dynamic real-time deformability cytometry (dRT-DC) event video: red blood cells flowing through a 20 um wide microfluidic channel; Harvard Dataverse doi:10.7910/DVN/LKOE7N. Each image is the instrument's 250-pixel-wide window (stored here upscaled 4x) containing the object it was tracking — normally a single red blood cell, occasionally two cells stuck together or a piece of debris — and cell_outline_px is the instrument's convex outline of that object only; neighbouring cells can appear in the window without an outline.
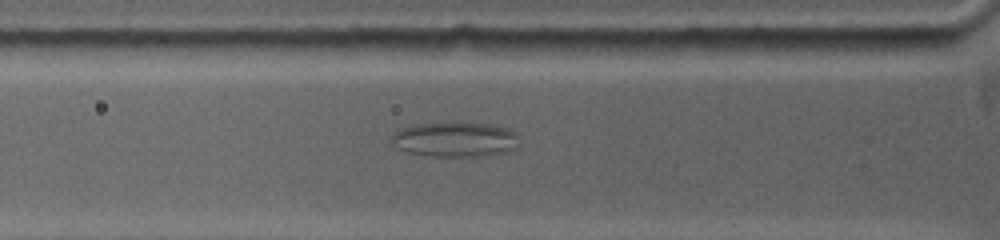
{"species": "common noctule bat (a hibernating species)", "species_latin": "Nyctalus noctula", "temperature_condition": "warm", "stored_images_in_passage": 46, "camera_frame_rate_fps": 5000, "um_per_image_px": 0.085, "animal": {"sex": "female", "body_mass_g": 19.0, "forearm_length_mm": 53.3}, "frame": {"image": 1, "passage_image": 15, "time_ms": 2.8, "image_size_px": [1000, 240], "cell_outline_px": [[516, 136], [508, 148], [492, 152], [464, 156], [436, 156], [408, 152], [400, 148], [392, 140], [392, 136], [396, 132], [404, 128], [416, 124], [492, 124], [508, 128]], "centroid_in_image_um": [38.54, 11.83], "position_along_channel_um": 87.3, "area_um2": 23.81}}
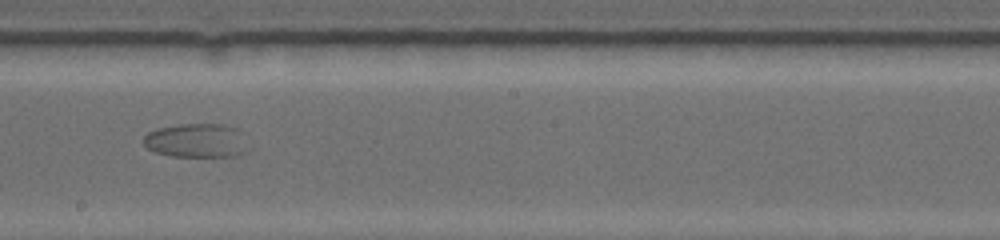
{"frame": {"image": 2, "passage_image": 24, "time_ms": 4.6, "image_size_px": [1000, 240], "cell_outline_px": [[236, 152], [232, 156], [176, 156], [156, 152], [148, 148], [144, 144], [144, 136], [148, 132], [160, 128], [180, 124], [224, 124], [236, 128]], "centroid_in_image_um": [16.43, 11.92], "position_along_channel_um": 231.8, "area_um2": 19.02}}
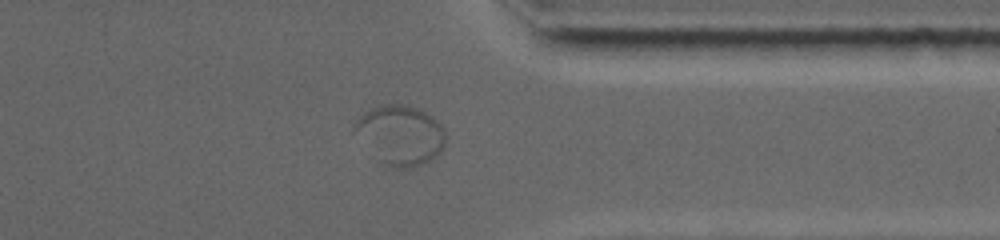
{"frame": {"image": 3, "passage_image": 33, "time_ms": 6.4, "image_size_px": [1000, 240], "cell_outline_px": [[444, 144], [428, 160], [412, 168], [396, 168], [380, 160], [356, 128], [356, 120], [364, 112], [380, 104], [400, 104], [416, 108], [432, 116], [440, 124], [444, 132]], "centroid_in_image_um": [34.07, 11.43], "position_along_channel_um": 377.3, "area_um2": 29.82}}